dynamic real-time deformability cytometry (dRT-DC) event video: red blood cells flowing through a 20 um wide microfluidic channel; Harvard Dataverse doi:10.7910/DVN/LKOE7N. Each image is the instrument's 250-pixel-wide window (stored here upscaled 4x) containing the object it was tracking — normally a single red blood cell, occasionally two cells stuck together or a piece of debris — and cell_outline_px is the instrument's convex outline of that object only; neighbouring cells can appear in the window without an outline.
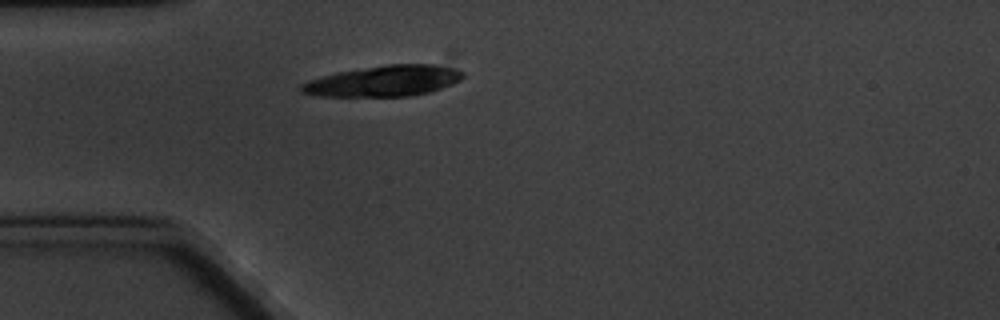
{"species": "common noctule bat (a hibernating species)", "species_latin": "Nyctalus noctula", "temperature_condition": "cold", "stored_images_in_passage": 3, "camera_frame_rate_fps": 3000, "um_per_image_px": 0.085, "animal": {"sex": "male", "body_mass_g": 20.1, "forearm_length_mm": 53.5}, "frame": {"image": 1, "passage_image": 3, "time_ms": 3.333, "image_size_px": [1000, 320], "cell_outline_px": [[464, 76], [460, 80], [452, 84], [428, 92], [412, 96], [320, 96], [300, 92], [300, 84], [308, 80], [336, 72], [388, 64], [436, 64], [452, 68], [464, 72]], "centroid_in_image_um": [32.61, 6.88], "position_along_channel_um": 52.4, "area_um2": 28.96}}